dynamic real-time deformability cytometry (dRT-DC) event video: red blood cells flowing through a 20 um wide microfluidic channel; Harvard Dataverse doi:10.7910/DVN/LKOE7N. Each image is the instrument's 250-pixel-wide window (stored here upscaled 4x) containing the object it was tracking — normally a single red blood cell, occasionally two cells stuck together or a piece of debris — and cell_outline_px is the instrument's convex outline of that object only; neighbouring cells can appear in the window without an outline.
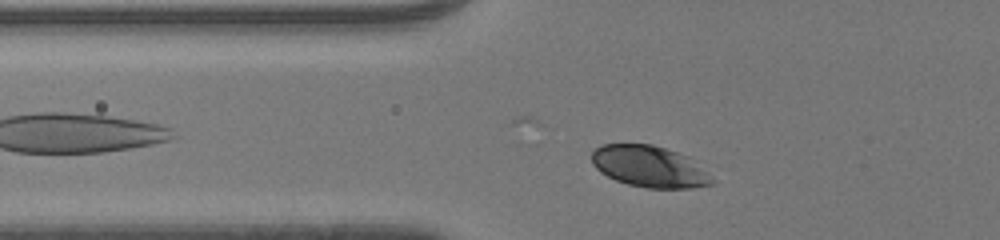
{"species": "human", "species_latin": "Homo sapiens", "temperature_condition": "room temperature", "stored_images_in_passage": 20, "camera_frame_rate_fps": 3000, "um_per_image_px": 0.085, "donor": {"sex": "male"}, "frame": {"image": 1, "passage_image": 4, "time_ms": 1.0, "image_size_px": [1000, 240], "cell_outline_px": [[712, 184], [692, 188], [648, 188], [628, 184], [616, 180], [600, 172], [592, 164], [592, 152], [596, 148], [604, 144], [652, 144], [688, 156], [712, 180]], "centroid_in_image_um": [55.13, 14.15], "position_along_channel_um": 70.7, "area_um2": 28.5}}
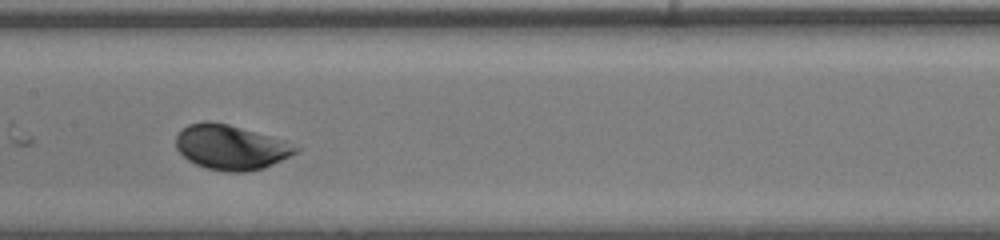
{"frame": {"image": 2, "passage_image": 13, "time_ms": 4.0, "image_size_px": [1000, 240], "cell_outline_px": [[300, 148], [296, 152], [264, 168], [244, 172], [228, 172], [204, 168], [188, 160], [176, 148], [176, 136], [188, 124], [204, 120], [208, 120], [228, 124], [284, 140]], "centroid_in_image_um": [19.58, 12.51], "position_along_channel_um": 187.8, "area_um2": 31.04}}
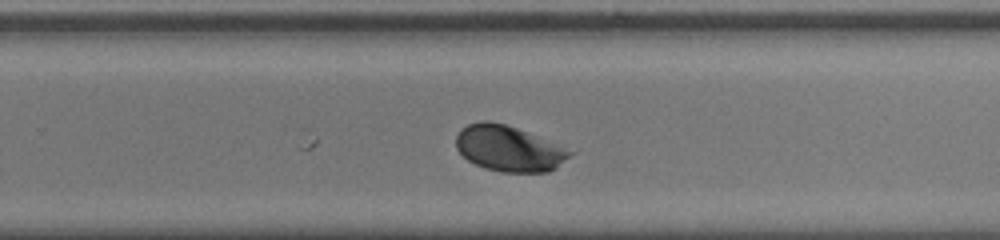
{"frame": {"image": 3, "passage_image": 20, "time_ms": 6.333, "image_size_px": [1000, 240], "cell_outline_px": [[576, 152], [556, 168], [548, 172], [500, 172], [484, 168], [468, 160], [456, 148], [456, 136], [460, 128], [468, 124], [480, 120], [488, 120], [504, 124], [516, 128]], "centroid_in_image_um": [43.23, 12.63], "position_along_channel_um": 286.6, "area_um2": 30.23}}